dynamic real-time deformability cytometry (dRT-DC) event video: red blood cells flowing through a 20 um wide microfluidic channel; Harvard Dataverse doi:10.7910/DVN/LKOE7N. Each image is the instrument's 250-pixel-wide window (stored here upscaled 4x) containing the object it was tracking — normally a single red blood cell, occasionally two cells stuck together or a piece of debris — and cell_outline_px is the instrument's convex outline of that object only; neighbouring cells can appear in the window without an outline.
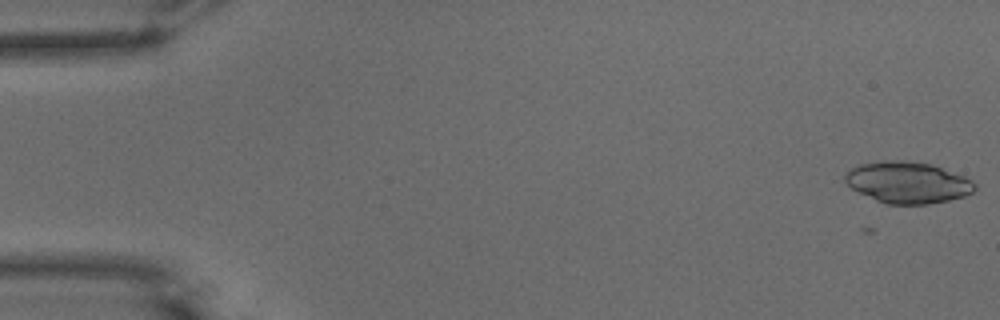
{"species": "common noctule bat (a hibernating species)", "species_latin": "Nyctalus noctula", "temperature_condition": "warm", "stored_images_in_passage": 4, "camera_frame_rate_fps": 3000, "um_per_image_px": 0.085, "animal": {"sex": "male", "body_mass_g": 15.6}, "frame": {"image": 1, "passage_image": 1, "time_ms": 0.0, "image_size_px": [1000, 320], "cell_outline_px": [[976, 188], [972, 192], [964, 196], [948, 200], [928, 204], [888, 204], [876, 200], [852, 188], [844, 180], [844, 176], [852, 168], [860, 164], [884, 160], [904, 160], [928, 164], [964, 176], [972, 180], [976, 184]], "centroid_in_image_um": [77.15, 15.51], "position_along_channel_um": 7.8, "area_um2": 30.92}}